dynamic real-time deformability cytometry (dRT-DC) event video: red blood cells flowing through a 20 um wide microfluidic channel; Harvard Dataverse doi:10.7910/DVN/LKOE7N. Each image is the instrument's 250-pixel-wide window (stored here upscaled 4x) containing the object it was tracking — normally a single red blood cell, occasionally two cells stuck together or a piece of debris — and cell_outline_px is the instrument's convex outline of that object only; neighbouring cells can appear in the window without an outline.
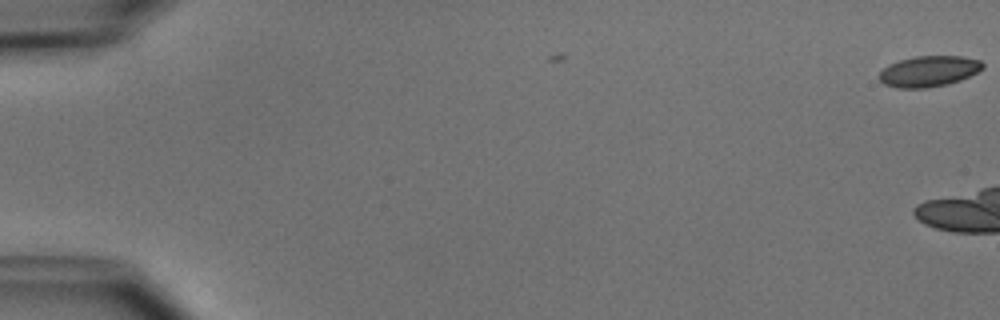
{"species": "common noctule bat (a hibernating species)", "species_latin": "Nyctalus noctula", "temperature_condition": "cold", "stored_images_in_passage": 2, "camera_frame_rate_fps": 3000, "um_per_image_px": 0.085, "animal": {"sex": "male", "body_mass_g": 15.6}, "frame": {"image": 1, "passage_image": 2, "time_ms": 1.0, "image_size_px": [1000, 320], "cell_outline_px": [[984, 68], [960, 80], [948, 84], [924, 88], [896, 88], [884, 84], [880, 80], [880, 72], [888, 64], [900, 60], [916, 56], [960, 56], [980, 60], [984, 64]], "centroid_in_image_um": [78.94, 6.06], "position_along_channel_um": 6.1, "area_um2": 18.5}}